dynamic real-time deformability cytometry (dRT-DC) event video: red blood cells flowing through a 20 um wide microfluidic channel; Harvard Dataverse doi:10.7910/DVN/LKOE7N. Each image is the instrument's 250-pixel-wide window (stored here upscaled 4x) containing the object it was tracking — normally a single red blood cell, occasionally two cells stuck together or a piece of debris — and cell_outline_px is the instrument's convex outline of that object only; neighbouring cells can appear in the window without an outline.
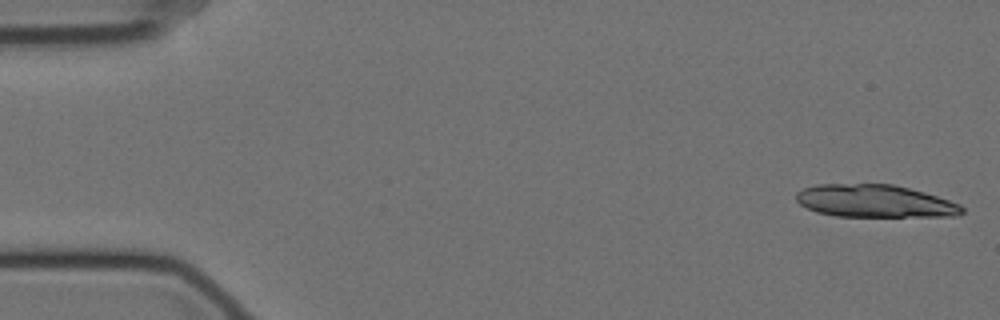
{"species": "Egyptian fruit bat (a non-hibernating species)", "species_latin": "Rousettus aegyptiacus", "temperature_condition": "cold", "stored_images_in_passage": 14, "camera_frame_rate_fps": 3000, "um_per_image_px": 0.085, "animal": {"sex": "female"}, "frame": {"image": 1, "passage_image": 1, "time_ms": 0.0, "image_size_px": [1000, 320], "cell_outline_px": [[964, 212], [956, 216], [836, 216], [816, 212], [800, 204], [796, 200], [796, 192], [804, 188], [816, 184], [892, 184], [924, 192], [960, 204], [964, 208]], "centroid_in_image_um": [74.34, 17.09], "position_along_channel_um": 10.7, "area_um2": 31.39}}